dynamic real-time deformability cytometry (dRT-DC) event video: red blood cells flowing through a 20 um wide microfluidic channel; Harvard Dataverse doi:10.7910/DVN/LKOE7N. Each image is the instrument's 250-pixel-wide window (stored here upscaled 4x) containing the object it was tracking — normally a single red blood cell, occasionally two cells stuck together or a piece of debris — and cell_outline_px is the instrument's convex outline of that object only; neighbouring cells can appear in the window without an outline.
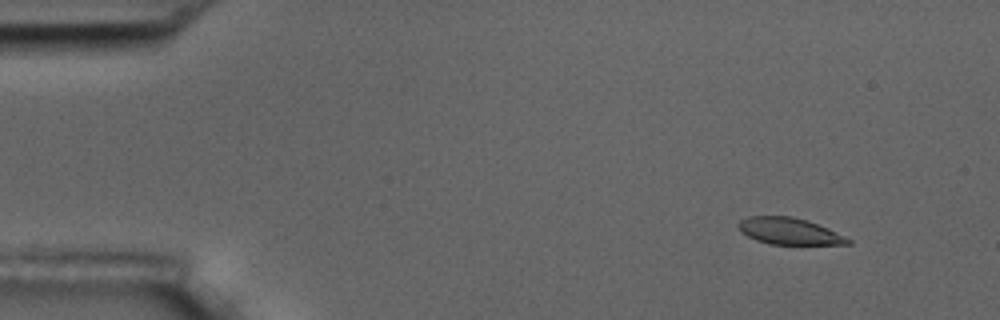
{"species": "common noctule bat (a hibernating species)", "species_latin": "Nyctalus noctula", "temperature_condition": "room temperature", "stored_images_in_passage": 5, "camera_frame_rate_fps": 3000, "um_per_image_px": 0.085, "animal": {"sex": "male", "body_mass_g": 17.5, "forearm_length_mm": 52.3}, "frame": {"image": 1, "passage_image": 2, "time_ms": 1.0, "image_size_px": [1000, 320], "cell_outline_px": [[852, 244], [768, 244], [756, 240], [740, 232], [736, 224], [740, 220], [748, 216], [792, 216], [808, 220], [828, 228], [852, 240]], "centroid_in_image_um": [67.05, 19.64], "position_along_channel_um": 17.9, "area_um2": 17.11}}
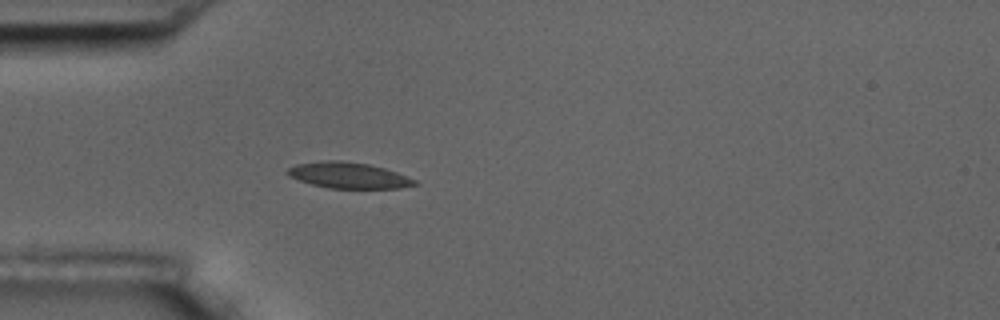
{"frame": {"image": 2, "passage_image": 5, "time_ms": 4.667, "image_size_px": [1000, 320], "cell_outline_px": [[420, 184], [400, 188], [328, 188], [312, 184], [288, 176], [284, 172], [288, 168], [296, 164], [328, 160], [340, 160], [368, 164], [384, 168], [396, 172], [416, 180]], "centroid_in_image_um": [29.61, 14.9], "position_along_channel_um": 55.4, "area_um2": 19.19}}